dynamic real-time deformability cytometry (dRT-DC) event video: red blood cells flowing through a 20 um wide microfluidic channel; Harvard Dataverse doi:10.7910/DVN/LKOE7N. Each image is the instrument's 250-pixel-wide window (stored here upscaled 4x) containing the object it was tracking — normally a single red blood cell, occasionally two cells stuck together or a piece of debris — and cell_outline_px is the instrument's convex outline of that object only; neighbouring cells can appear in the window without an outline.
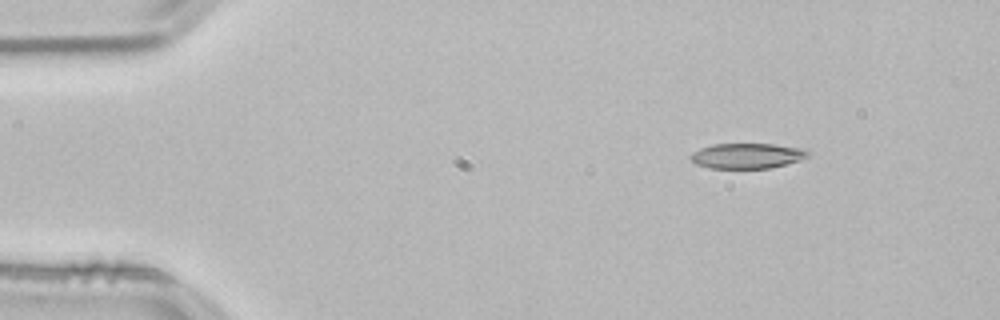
{"species": "common noctule bat (a hibernating species)", "species_latin": "Nyctalus noctula", "temperature_condition": "room temperature", "stored_images_in_passage": 47, "camera_frame_rate_fps": 3000, "um_per_image_px": 0.085, "animal": {"sex": "male", "body_mass_g": 21.5, "forearm_length_mm": 52.0}, "frame": {"image": 1, "passage_image": 1, "time_ms": 0.0, "image_size_px": [1000, 320], "cell_outline_px": [[812, 152], [808, 156], [800, 160], [772, 168], [708, 168], [696, 164], [688, 156], [692, 152], [700, 148], [712, 144], [772, 144], [808, 148]], "centroid_in_image_um": [63.54, 13.24], "position_along_channel_um": 21.5, "area_um2": 17.57}}
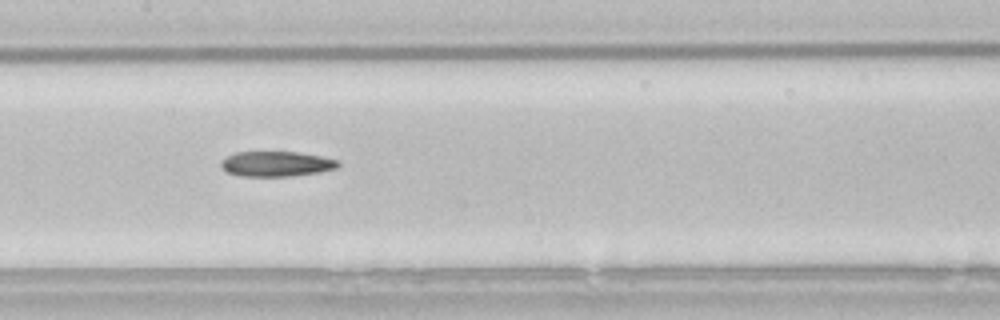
{"frame": {"image": 2, "passage_image": 20, "time_ms": 6.333, "image_size_px": [1000, 320], "cell_outline_px": [[340, 164], [336, 168], [320, 172], [292, 176], [240, 176], [228, 172], [220, 164], [228, 156], [236, 152], [296, 152], [320, 156], [336, 160]], "centroid_in_image_um": [23.51, 13.93], "position_along_channel_um": 183.9, "area_um2": 16.88}}
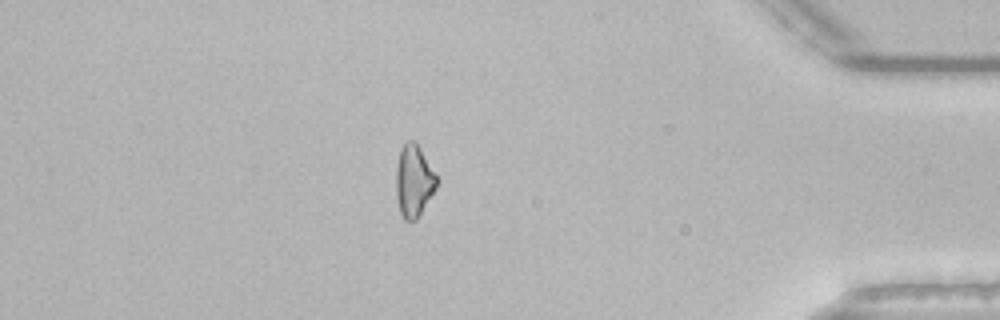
{"frame": {"image": 3, "passage_image": 40, "time_ms": 13.0, "image_size_px": [1000, 320], "cell_outline_px": [[440, 180], [436, 188], [416, 220], [404, 220], [400, 212], [396, 196], [396, 168], [400, 148], [408, 140], [416, 140]], "centroid_in_image_um": [35.18, 15.34], "position_along_channel_um": 400.0, "area_um2": 17.28}}